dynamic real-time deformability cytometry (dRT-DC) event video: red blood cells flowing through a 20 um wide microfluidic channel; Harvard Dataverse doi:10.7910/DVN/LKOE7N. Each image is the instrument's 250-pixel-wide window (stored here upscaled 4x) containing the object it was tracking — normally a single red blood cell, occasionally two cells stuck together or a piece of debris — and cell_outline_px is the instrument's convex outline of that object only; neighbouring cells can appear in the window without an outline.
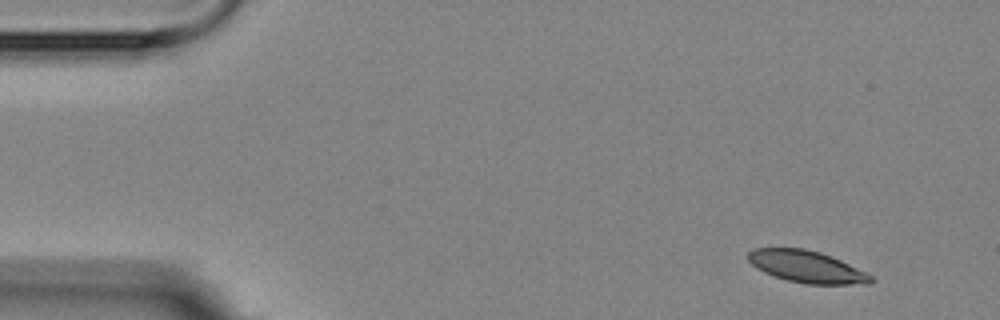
{"species": "Egyptian fruit bat (a non-hibernating species)", "species_latin": "Rousettus aegyptiacus", "temperature_condition": "room temperature", "stored_images_in_passage": 10, "camera_frame_rate_fps": 3000, "um_per_image_px": 0.085, "animal": {"sex": "female"}, "frame": {"image": 1, "passage_image": 1, "time_ms": 0.0, "image_size_px": [1000, 320], "cell_outline_px": [[876, 280], [872, 284], [804, 284], [788, 280], [764, 272], [756, 268], [748, 260], [748, 252], [752, 248], [804, 248], [820, 252], [832, 256], [872, 276]], "centroid_in_image_um": [68.57, 22.67], "position_along_channel_um": 16.4, "area_um2": 22.77}}
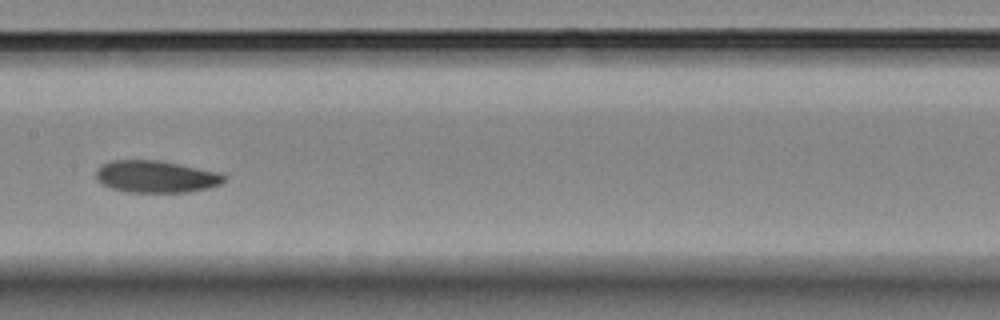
{"frame": {"image": 2, "passage_image": 7, "time_ms": 7.667, "image_size_px": [1000, 320], "cell_outline_px": [[224, 180], [220, 184], [208, 188], [188, 192], [128, 192], [108, 188], [100, 184], [96, 180], [96, 168], [100, 164], [112, 160], [156, 160], [220, 172], [224, 176]], "centroid_in_image_um": [13.18, 15.02], "position_along_channel_um": 194.2, "area_um2": 24.04}}
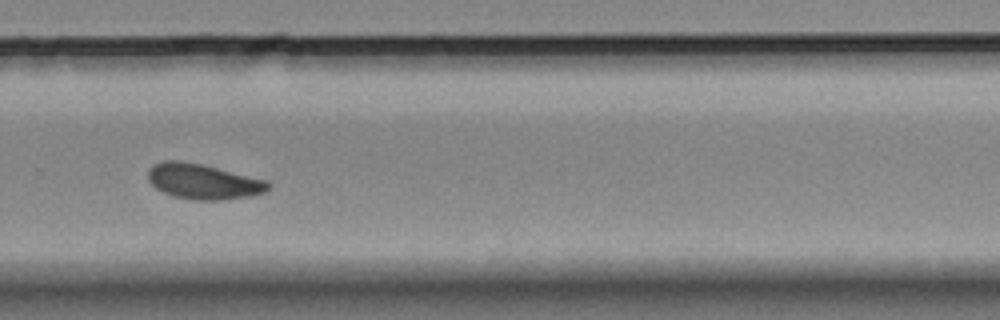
{"frame": {"image": 3, "passage_image": 10, "time_ms": 11.0, "image_size_px": [1000, 320], "cell_outline_px": [[272, 188], [264, 192], [252, 196], [224, 200], [192, 200], [176, 196], [164, 192], [156, 188], [148, 180], [148, 168], [152, 164], [164, 160], [180, 160], [200, 164], [268, 180], [272, 184]], "centroid_in_image_um": [17.3, 15.43], "position_along_channel_um": 312.5, "area_um2": 24.91}}